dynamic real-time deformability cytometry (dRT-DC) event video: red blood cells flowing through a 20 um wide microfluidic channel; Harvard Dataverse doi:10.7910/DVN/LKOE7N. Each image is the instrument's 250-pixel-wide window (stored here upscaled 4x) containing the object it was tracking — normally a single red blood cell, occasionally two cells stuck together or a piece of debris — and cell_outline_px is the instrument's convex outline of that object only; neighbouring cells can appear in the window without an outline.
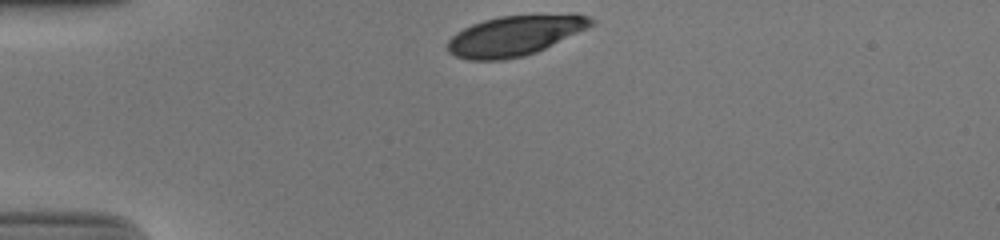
{"species": "human", "species_latin": "Homo sapiens", "temperature_condition": "cold", "stored_images_in_passage": 32, "camera_frame_rate_fps": 3000, "um_per_image_px": 0.085, "donor": {"sex": "male"}, "frame": {"image": 1, "passage_image": 1, "time_ms": 0.0, "image_size_px": [1000, 240], "cell_outline_px": [[596, 20], [592, 24], [536, 52], [524, 56], [504, 60], [468, 60], [456, 56], [448, 52], [448, 40], [456, 32], [472, 24], [484, 20], [500, 16], [588, 16]], "centroid_in_image_um": [43.61, 3.07], "position_along_channel_um": 41.4, "area_um2": 32.31}}
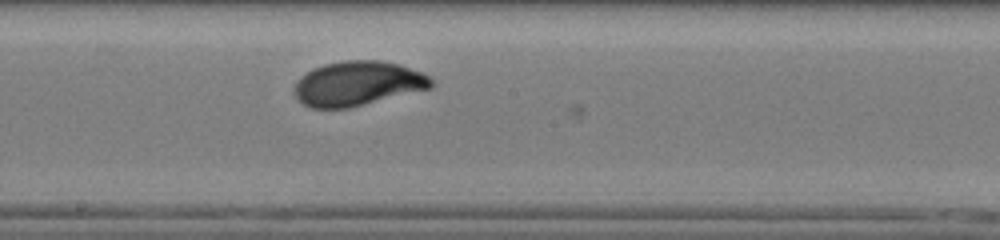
{"frame": {"image": 2, "passage_image": 18, "time_ms": 5.667, "image_size_px": [1000, 240], "cell_outline_px": [[436, 84], [432, 88], [348, 108], [312, 108], [304, 104], [292, 92], [296, 80], [300, 76], [312, 68], [324, 64], [344, 60], [380, 60], [400, 64], [420, 72], [428, 76]], "centroid_in_image_um": [30.39, 7.09], "position_along_channel_um": 217.8, "area_um2": 35.72}}
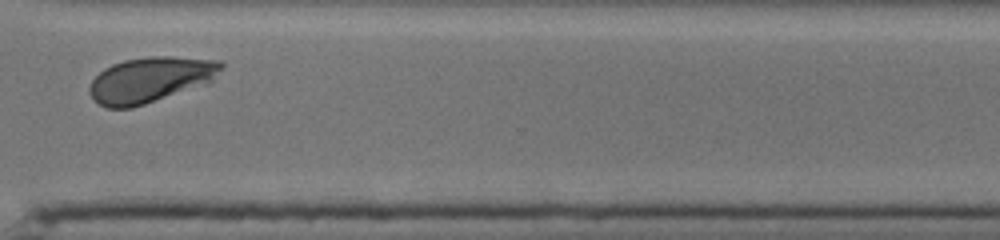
{"frame": {"image": 3, "passage_image": 29, "time_ms": 9.333, "image_size_px": [1000, 240], "cell_outline_px": [[224, 68], [208, 84], [132, 108], [108, 108], [92, 100], [88, 92], [88, 88], [92, 80], [104, 68], [112, 64], [124, 60], [152, 56], [168, 56], [220, 60], [224, 64]], "centroid_in_image_um": [12.79, 6.78], "position_along_channel_um": 357.8, "area_um2": 35.2}, "authors_computed_cell_mechanics": {"area_um2": 35.258, "velocity_mm_per_s": 3.8034, "shape_relaxation_time_tau1_ms": 2.6353, "shape_relaxation_time_tau2_ms": null, "deformation_change_tau1": 0.1398, "deformation_change_tau2": null}}